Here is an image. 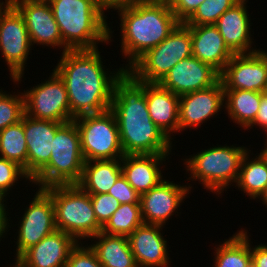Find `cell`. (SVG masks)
Segmentation results:
<instances>
[{
  "mask_svg": "<svg viewBox=\"0 0 267 267\" xmlns=\"http://www.w3.org/2000/svg\"><path fill=\"white\" fill-rule=\"evenodd\" d=\"M161 225L143 223L129 236V244L138 267H169V247Z\"/></svg>",
  "mask_w": 267,
  "mask_h": 267,
  "instance_id": "19",
  "label": "cell"
},
{
  "mask_svg": "<svg viewBox=\"0 0 267 267\" xmlns=\"http://www.w3.org/2000/svg\"><path fill=\"white\" fill-rule=\"evenodd\" d=\"M10 3V0H5V2L3 0L2 2L0 1V14L8 7Z\"/></svg>",
  "mask_w": 267,
  "mask_h": 267,
  "instance_id": "44",
  "label": "cell"
},
{
  "mask_svg": "<svg viewBox=\"0 0 267 267\" xmlns=\"http://www.w3.org/2000/svg\"><path fill=\"white\" fill-rule=\"evenodd\" d=\"M11 4L23 16L30 41L33 44L70 50L62 41L58 24L50 3L47 0H10ZM57 46V47H56Z\"/></svg>",
  "mask_w": 267,
  "mask_h": 267,
  "instance_id": "14",
  "label": "cell"
},
{
  "mask_svg": "<svg viewBox=\"0 0 267 267\" xmlns=\"http://www.w3.org/2000/svg\"><path fill=\"white\" fill-rule=\"evenodd\" d=\"M205 0H168L177 20L184 23Z\"/></svg>",
  "mask_w": 267,
  "mask_h": 267,
  "instance_id": "38",
  "label": "cell"
},
{
  "mask_svg": "<svg viewBox=\"0 0 267 267\" xmlns=\"http://www.w3.org/2000/svg\"><path fill=\"white\" fill-rule=\"evenodd\" d=\"M190 185L176 184L163 179L148 192L140 195L144 223L164 226L174 214L177 213L178 216V207L180 208L181 203H184V199L191 192Z\"/></svg>",
  "mask_w": 267,
  "mask_h": 267,
  "instance_id": "15",
  "label": "cell"
},
{
  "mask_svg": "<svg viewBox=\"0 0 267 267\" xmlns=\"http://www.w3.org/2000/svg\"><path fill=\"white\" fill-rule=\"evenodd\" d=\"M259 200H261L262 204H264L265 207H267V187H266L264 193L260 196Z\"/></svg>",
  "mask_w": 267,
  "mask_h": 267,
  "instance_id": "45",
  "label": "cell"
},
{
  "mask_svg": "<svg viewBox=\"0 0 267 267\" xmlns=\"http://www.w3.org/2000/svg\"><path fill=\"white\" fill-rule=\"evenodd\" d=\"M121 174V159L86 161L77 185L90 195L105 194Z\"/></svg>",
  "mask_w": 267,
  "mask_h": 267,
  "instance_id": "25",
  "label": "cell"
},
{
  "mask_svg": "<svg viewBox=\"0 0 267 267\" xmlns=\"http://www.w3.org/2000/svg\"><path fill=\"white\" fill-rule=\"evenodd\" d=\"M192 38V55L221 73L234 53L215 25H186Z\"/></svg>",
  "mask_w": 267,
  "mask_h": 267,
  "instance_id": "22",
  "label": "cell"
},
{
  "mask_svg": "<svg viewBox=\"0 0 267 267\" xmlns=\"http://www.w3.org/2000/svg\"><path fill=\"white\" fill-rule=\"evenodd\" d=\"M255 125L261 129L263 128L262 130L265 133L267 132V94L265 92H262L261 102L255 120L247 129H252Z\"/></svg>",
  "mask_w": 267,
  "mask_h": 267,
  "instance_id": "39",
  "label": "cell"
},
{
  "mask_svg": "<svg viewBox=\"0 0 267 267\" xmlns=\"http://www.w3.org/2000/svg\"><path fill=\"white\" fill-rule=\"evenodd\" d=\"M145 96L150 118L170 140H173L171 135L179 132V95L158 83H145Z\"/></svg>",
  "mask_w": 267,
  "mask_h": 267,
  "instance_id": "24",
  "label": "cell"
},
{
  "mask_svg": "<svg viewBox=\"0 0 267 267\" xmlns=\"http://www.w3.org/2000/svg\"><path fill=\"white\" fill-rule=\"evenodd\" d=\"M90 198L98 224L103 227L118 209L120 203L108 193L90 195Z\"/></svg>",
  "mask_w": 267,
  "mask_h": 267,
  "instance_id": "35",
  "label": "cell"
},
{
  "mask_svg": "<svg viewBox=\"0 0 267 267\" xmlns=\"http://www.w3.org/2000/svg\"><path fill=\"white\" fill-rule=\"evenodd\" d=\"M20 178H25L26 181L29 180L31 183L30 177L25 173L22 167L13 161L0 157V191L6 196L9 195L10 190L19 183L17 181H19Z\"/></svg>",
  "mask_w": 267,
  "mask_h": 267,
  "instance_id": "34",
  "label": "cell"
},
{
  "mask_svg": "<svg viewBox=\"0 0 267 267\" xmlns=\"http://www.w3.org/2000/svg\"><path fill=\"white\" fill-rule=\"evenodd\" d=\"M121 54L128 70L142 55L159 45L180 23L168 0H143L118 11Z\"/></svg>",
  "mask_w": 267,
  "mask_h": 267,
  "instance_id": "3",
  "label": "cell"
},
{
  "mask_svg": "<svg viewBox=\"0 0 267 267\" xmlns=\"http://www.w3.org/2000/svg\"><path fill=\"white\" fill-rule=\"evenodd\" d=\"M108 194L115 197L120 204L140 203V195L130 186L123 174L118 177Z\"/></svg>",
  "mask_w": 267,
  "mask_h": 267,
  "instance_id": "37",
  "label": "cell"
},
{
  "mask_svg": "<svg viewBox=\"0 0 267 267\" xmlns=\"http://www.w3.org/2000/svg\"><path fill=\"white\" fill-rule=\"evenodd\" d=\"M77 245L70 251L66 267H103L90 246Z\"/></svg>",
  "mask_w": 267,
  "mask_h": 267,
  "instance_id": "36",
  "label": "cell"
},
{
  "mask_svg": "<svg viewBox=\"0 0 267 267\" xmlns=\"http://www.w3.org/2000/svg\"><path fill=\"white\" fill-rule=\"evenodd\" d=\"M225 108L224 86L215 85L179 96V133L187 128H198Z\"/></svg>",
  "mask_w": 267,
  "mask_h": 267,
  "instance_id": "16",
  "label": "cell"
},
{
  "mask_svg": "<svg viewBox=\"0 0 267 267\" xmlns=\"http://www.w3.org/2000/svg\"><path fill=\"white\" fill-rule=\"evenodd\" d=\"M0 89V130L14 125L22 120L25 114V99L23 92L10 94Z\"/></svg>",
  "mask_w": 267,
  "mask_h": 267,
  "instance_id": "33",
  "label": "cell"
},
{
  "mask_svg": "<svg viewBox=\"0 0 267 267\" xmlns=\"http://www.w3.org/2000/svg\"><path fill=\"white\" fill-rule=\"evenodd\" d=\"M100 53L98 48L67 50L53 69L65 83L72 119L110 110L115 81L125 69L109 74Z\"/></svg>",
  "mask_w": 267,
  "mask_h": 267,
  "instance_id": "1",
  "label": "cell"
},
{
  "mask_svg": "<svg viewBox=\"0 0 267 267\" xmlns=\"http://www.w3.org/2000/svg\"><path fill=\"white\" fill-rule=\"evenodd\" d=\"M250 151L242 159L236 186L250 199L257 200L267 187V156L261 151L250 159Z\"/></svg>",
  "mask_w": 267,
  "mask_h": 267,
  "instance_id": "27",
  "label": "cell"
},
{
  "mask_svg": "<svg viewBox=\"0 0 267 267\" xmlns=\"http://www.w3.org/2000/svg\"><path fill=\"white\" fill-rule=\"evenodd\" d=\"M61 122L23 116L28 152V176L32 179L50 160L56 130Z\"/></svg>",
  "mask_w": 267,
  "mask_h": 267,
  "instance_id": "18",
  "label": "cell"
},
{
  "mask_svg": "<svg viewBox=\"0 0 267 267\" xmlns=\"http://www.w3.org/2000/svg\"><path fill=\"white\" fill-rule=\"evenodd\" d=\"M91 238L97 241L89 246L103 267H138L127 236L99 232Z\"/></svg>",
  "mask_w": 267,
  "mask_h": 267,
  "instance_id": "26",
  "label": "cell"
},
{
  "mask_svg": "<svg viewBox=\"0 0 267 267\" xmlns=\"http://www.w3.org/2000/svg\"><path fill=\"white\" fill-rule=\"evenodd\" d=\"M266 140V142H265V146H263L264 147V149L263 150H261L266 156H267V139H265Z\"/></svg>",
  "mask_w": 267,
  "mask_h": 267,
  "instance_id": "46",
  "label": "cell"
},
{
  "mask_svg": "<svg viewBox=\"0 0 267 267\" xmlns=\"http://www.w3.org/2000/svg\"><path fill=\"white\" fill-rule=\"evenodd\" d=\"M143 223L140 203H124L112 214L101 232L128 237Z\"/></svg>",
  "mask_w": 267,
  "mask_h": 267,
  "instance_id": "31",
  "label": "cell"
},
{
  "mask_svg": "<svg viewBox=\"0 0 267 267\" xmlns=\"http://www.w3.org/2000/svg\"><path fill=\"white\" fill-rule=\"evenodd\" d=\"M34 196L18 224L14 261L31 246L38 244L44 237L56 230L51 196L43 188L37 189Z\"/></svg>",
  "mask_w": 267,
  "mask_h": 267,
  "instance_id": "12",
  "label": "cell"
},
{
  "mask_svg": "<svg viewBox=\"0 0 267 267\" xmlns=\"http://www.w3.org/2000/svg\"><path fill=\"white\" fill-rule=\"evenodd\" d=\"M25 114L34 119L72 121L64 81L53 70L48 80L24 90Z\"/></svg>",
  "mask_w": 267,
  "mask_h": 267,
  "instance_id": "11",
  "label": "cell"
},
{
  "mask_svg": "<svg viewBox=\"0 0 267 267\" xmlns=\"http://www.w3.org/2000/svg\"><path fill=\"white\" fill-rule=\"evenodd\" d=\"M110 110L117 121L124 155L171 154L173 141L150 118L145 83L128 70L115 81Z\"/></svg>",
  "mask_w": 267,
  "mask_h": 267,
  "instance_id": "2",
  "label": "cell"
},
{
  "mask_svg": "<svg viewBox=\"0 0 267 267\" xmlns=\"http://www.w3.org/2000/svg\"><path fill=\"white\" fill-rule=\"evenodd\" d=\"M249 149L244 146H213L184 159L190 179L198 181L206 190L220 195L236 183L244 155Z\"/></svg>",
  "mask_w": 267,
  "mask_h": 267,
  "instance_id": "7",
  "label": "cell"
},
{
  "mask_svg": "<svg viewBox=\"0 0 267 267\" xmlns=\"http://www.w3.org/2000/svg\"><path fill=\"white\" fill-rule=\"evenodd\" d=\"M15 264H13V266L12 265H10V267H22L21 265H19L16 261L14 262Z\"/></svg>",
  "mask_w": 267,
  "mask_h": 267,
  "instance_id": "47",
  "label": "cell"
},
{
  "mask_svg": "<svg viewBox=\"0 0 267 267\" xmlns=\"http://www.w3.org/2000/svg\"><path fill=\"white\" fill-rule=\"evenodd\" d=\"M224 90L264 92L267 85V50L234 54L220 73Z\"/></svg>",
  "mask_w": 267,
  "mask_h": 267,
  "instance_id": "13",
  "label": "cell"
},
{
  "mask_svg": "<svg viewBox=\"0 0 267 267\" xmlns=\"http://www.w3.org/2000/svg\"><path fill=\"white\" fill-rule=\"evenodd\" d=\"M220 80V73L193 55L176 63L158 83L176 95L207 89Z\"/></svg>",
  "mask_w": 267,
  "mask_h": 267,
  "instance_id": "17",
  "label": "cell"
},
{
  "mask_svg": "<svg viewBox=\"0 0 267 267\" xmlns=\"http://www.w3.org/2000/svg\"><path fill=\"white\" fill-rule=\"evenodd\" d=\"M6 198H7L6 195L0 191V209L7 208V205L4 204V202L7 203L5 200Z\"/></svg>",
  "mask_w": 267,
  "mask_h": 267,
  "instance_id": "43",
  "label": "cell"
},
{
  "mask_svg": "<svg viewBox=\"0 0 267 267\" xmlns=\"http://www.w3.org/2000/svg\"><path fill=\"white\" fill-rule=\"evenodd\" d=\"M262 92L249 90H224V104L228 118L240 127L247 128L254 122L259 110Z\"/></svg>",
  "mask_w": 267,
  "mask_h": 267,
  "instance_id": "28",
  "label": "cell"
},
{
  "mask_svg": "<svg viewBox=\"0 0 267 267\" xmlns=\"http://www.w3.org/2000/svg\"><path fill=\"white\" fill-rule=\"evenodd\" d=\"M77 243L71 235L56 229L27 249L16 262L22 267H66L69 253Z\"/></svg>",
  "mask_w": 267,
  "mask_h": 267,
  "instance_id": "20",
  "label": "cell"
},
{
  "mask_svg": "<svg viewBox=\"0 0 267 267\" xmlns=\"http://www.w3.org/2000/svg\"><path fill=\"white\" fill-rule=\"evenodd\" d=\"M43 189L52 198L57 230L71 235L78 243L101 232L90 194L77 184L51 185Z\"/></svg>",
  "mask_w": 267,
  "mask_h": 267,
  "instance_id": "6",
  "label": "cell"
},
{
  "mask_svg": "<svg viewBox=\"0 0 267 267\" xmlns=\"http://www.w3.org/2000/svg\"><path fill=\"white\" fill-rule=\"evenodd\" d=\"M143 0H97L99 9L104 13L107 9L120 10L131 7Z\"/></svg>",
  "mask_w": 267,
  "mask_h": 267,
  "instance_id": "40",
  "label": "cell"
},
{
  "mask_svg": "<svg viewBox=\"0 0 267 267\" xmlns=\"http://www.w3.org/2000/svg\"><path fill=\"white\" fill-rule=\"evenodd\" d=\"M80 133L81 152L86 161L122 159L117 121L111 110L73 119Z\"/></svg>",
  "mask_w": 267,
  "mask_h": 267,
  "instance_id": "9",
  "label": "cell"
},
{
  "mask_svg": "<svg viewBox=\"0 0 267 267\" xmlns=\"http://www.w3.org/2000/svg\"><path fill=\"white\" fill-rule=\"evenodd\" d=\"M7 209H0V241L4 237L6 231L11 227L9 224V217L7 216L9 212L6 211Z\"/></svg>",
  "mask_w": 267,
  "mask_h": 267,
  "instance_id": "42",
  "label": "cell"
},
{
  "mask_svg": "<svg viewBox=\"0 0 267 267\" xmlns=\"http://www.w3.org/2000/svg\"><path fill=\"white\" fill-rule=\"evenodd\" d=\"M252 267H267V245L259 244L251 247Z\"/></svg>",
  "mask_w": 267,
  "mask_h": 267,
  "instance_id": "41",
  "label": "cell"
},
{
  "mask_svg": "<svg viewBox=\"0 0 267 267\" xmlns=\"http://www.w3.org/2000/svg\"><path fill=\"white\" fill-rule=\"evenodd\" d=\"M0 157L17 163L28 175V152L23 128V117L0 133Z\"/></svg>",
  "mask_w": 267,
  "mask_h": 267,
  "instance_id": "30",
  "label": "cell"
},
{
  "mask_svg": "<svg viewBox=\"0 0 267 267\" xmlns=\"http://www.w3.org/2000/svg\"><path fill=\"white\" fill-rule=\"evenodd\" d=\"M58 24L62 41L70 50L97 49L113 38L107 18L97 0H47Z\"/></svg>",
  "mask_w": 267,
  "mask_h": 267,
  "instance_id": "4",
  "label": "cell"
},
{
  "mask_svg": "<svg viewBox=\"0 0 267 267\" xmlns=\"http://www.w3.org/2000/svg\"><path fill=\"white\" fill-rule=\"evenodd\" d=\"M239 0H205L184 22L185 25H215L217 20Z\"/></svg>",
  "mask_w": 267,
  "mask_h": 267,
  "instance_id": "32",
  "label": "cell"
},
{
  "mask_svg": "<svg viewBox=\"0 0 267 267\" xmlns=\"http://www.w3.org/2000/svg\"><path fill=\"white\" fill-rule=\"evenodd\" d=\"M248 0H239L215 23L226 45L234 54H249L259 51L252 47L251 19L247 10ZM252 49V50H251Z\"/></svg>",
  "mask_w": 267,
  "mask_h": 267,
  "instance_id": "21",
  "label": "cell"
},
{
  "mask_svg": "<svg viewBox=\"0 0 267 267\" xmlns=\"http://www.w3.org/2000/svg\"><path fill=\"white\" fill-rule=\"evenodd\" d=\"M248 230H239L222 244L215 246L214 267H252ZM216 255V256H215Z\"/></svg>",
  "mask_w": 267,
  "mask_h": 267,
  "instance_id": "29",
  "label": "cell"
},
{
  "mask_svg": "<svg viewBox=\"0 0 267 267\" xmlns=\"http://www.w3.org/2000/svg\"><path fill=\"white\" fill-rule=\"evenodd\" d=\"M169 155L128 154L121 159L122 174L130 186L142 195L163 180L161 165Z\"/></svg>",
  "mask_w": 267,
  "mask_h": 267,
  "instance_id": "23",
  "label": "cell"
},
{
  "mask_svg": "<svg viewBox=\"0 0 267 267\" xmlns=\"http://www.w3.org/2000/svg\"><path fill=\"white\" fill-rule=\"evenodd\" d=\"M32 44L23 16L10 3L0 14V51L10 79L20 84Z\"/></svg>",
  "mask_w": 267,
  "mask_h": 267,
  "instance_id": "10",
  "label": "cell"
},
{
  "mask_svg": "<svg viewBox=\"0 0 267 267\" xmlns=\"http://www.w3.org/2000/svg\"><path fill=\"white\" fill-rule=\"evenodd\" d=\"M192 56L190 29L179 23L156 47L142 55L128 71L144 83H159L179 61Z\"/></svg>",
  "mask_w": 267,
  "mask_h": 267,
  "instance_id": "8",
  "label": "cell"
},
{
  "mask_svg": "<svg viewBox=\"0 0 267 267\" xmlns=\"http://www.w3.org/2000/svg\"><path fill=\"white\" fill-rule=\"evenodd\" d=\"M85 160L81 152L80 133L75 121L63 123L55 133L49 162L31 179L38 188L77 184Z\"/></svg>",
  "mask_w": 267,
  "mask_h": 267,
  "instance_id": "5",
  "label": "cell"
}]
</instances>
